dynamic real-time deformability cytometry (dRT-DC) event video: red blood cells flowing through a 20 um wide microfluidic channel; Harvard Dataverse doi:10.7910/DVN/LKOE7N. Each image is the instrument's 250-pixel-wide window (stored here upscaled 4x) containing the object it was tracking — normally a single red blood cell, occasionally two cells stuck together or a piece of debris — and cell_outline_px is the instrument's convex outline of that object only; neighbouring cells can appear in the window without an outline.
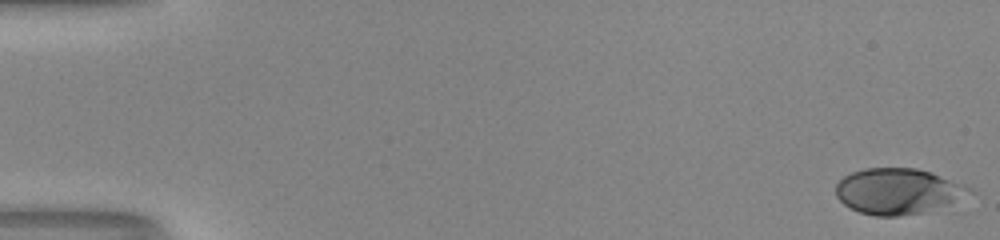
{"species": "human", "species_latin": "Homo sapiens", "temperature_condition": "room temperature", "stored_images_in_passage": 51, "camera_frame_rate_fps": 3000, "um_per_image_px": 0.085, "donor": {"sex": "male"}, "frame": {"image": 1, "passage_image": 1, "time_ms": 0.0, "image_size_px": [1000, 240], "cell_outline_px": [[976, 192], [944, 204], [920, 212], [900, 216], [876, 216], [860, 212], [844, 204], [836, 196], [836, 184], [844, 176], [852, 172], [864, 168], [916, 168], [932, 172], [964, 184], [972, 188]], "centroid_in_image_um": [76.3, 16.23], "position_along_channel_um": 8.7, "area_um2": 35.2}}
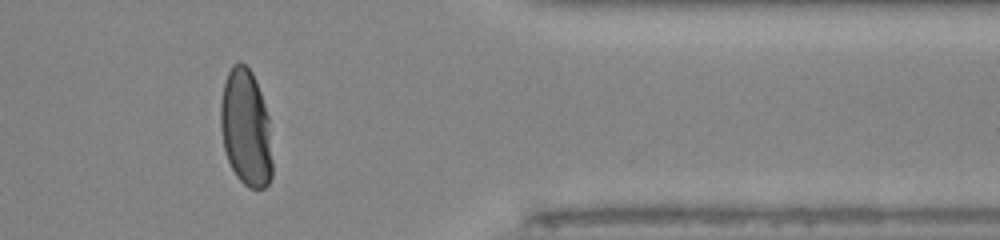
{"frame": {"image": 2, "passage_image": 43, "time_ms": 14.0, "image_size_px": [1000, 240], "cell_outline_px": [[272, 176], [268, 184], [264, 188], [248, 188], [236, 176], [228, 160], [224, 148], [220, 128], [220, 104], [224, 84], [228, 72], [232, 64], [240, 60], [252, 72], [260, 92], [268, 116], [272, 160]], "centroid_in_image_um": [20.89, 10.88], "position_along_channel_um": 390.5, "area_um2": 35.26}}
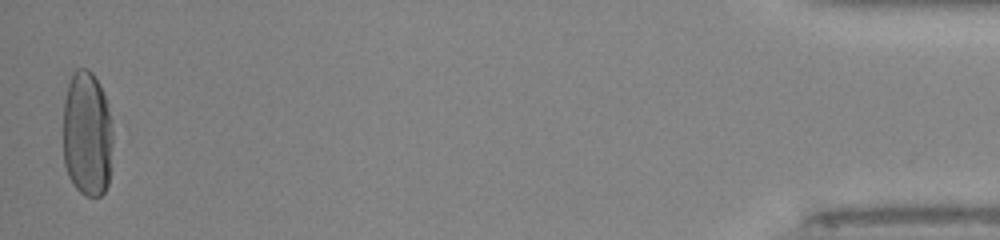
{"frame": {"image": 3, "passage_image": 51, "time_ms": 16.667, "image_size_px": [1000, 240], "cell_outline_px": [[112, 144], [108, 184], [104, 192], [100, 196], [84, 196], [72, 184], [68, 176], [64, 164], [64, 100], [68, 84], [72, 72], [76, 68], [88, 68], [92, 72], [100, 84], [108, 104], [112, 120]], "centroid_in_image_um": [7.41, 11.37], "position_along_channel_um": 427.8, "area_um2": 36.99}, "authors_computed_cell_mechanics": {"area_um2": 36.992, "velocity_mm_per_s": 4.1149, "shape_relaxation_time_tau1_ms": 3.6858, "shape_relaxation_time_tau2_ms": null, "deformation_change_tau1": 0.2199, "deformation_change_tau2": null}}